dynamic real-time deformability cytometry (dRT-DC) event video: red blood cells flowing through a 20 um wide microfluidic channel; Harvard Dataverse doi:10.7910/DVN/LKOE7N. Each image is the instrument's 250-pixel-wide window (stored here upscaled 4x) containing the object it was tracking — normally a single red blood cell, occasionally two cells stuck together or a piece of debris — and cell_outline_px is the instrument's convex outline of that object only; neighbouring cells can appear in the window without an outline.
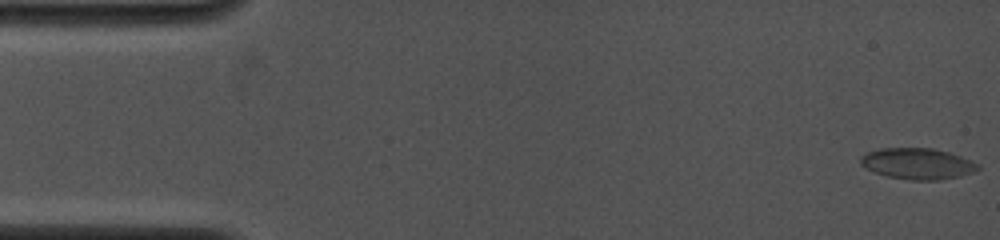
{"species": "common noctule bat (a hibernating species)", "species_latin": "Nyctalus noctula", "temperature_condition": "cold", "stored_images_in_passage": 15, "camera_frame_rate_fps": 4000, "um_per_image_px": 0.085, "animal": {"sex": "female", "body_mass_g": 19.0, "forearm_length_mm": 53.3}, "frame": {"image": 1, "passage_image": 1, "time_ms": 0.0, "image_size_px": [1000, 240], "cell_outline_px": [[980, 168], [972, 172], [960, 176], [940, 180], [912, 180], [888, 176], [864, 168], [860, 164], [860, 156], [868, 152], [880, 148], [932, 148], [948, 152], [960, 156], [976, 164]], "centroid_in_image_um": [77.94, 13.91], "position_along_channel_um": 7.1, "area_um2": 21.04}}
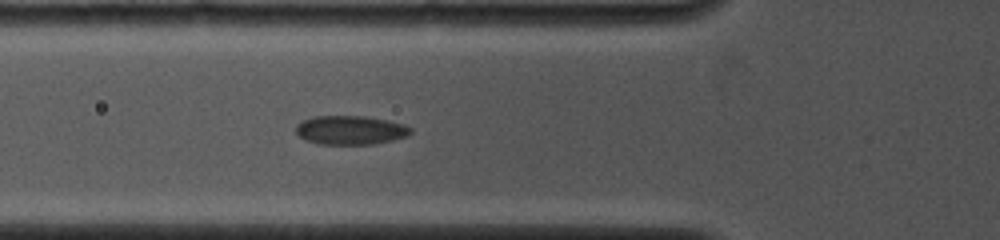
{"frame": {"image": 2, "passage_image": 12, "time_ms": 5.5, "image_size_px": [1000, 240], "cell_outline_px": [[412, 132], [408, 136], [392, 140], [372, 144], [320, 144], [304, 140], [296, 132], [296, 124], [312, 116], [368, 116], [388, 120], [404, 124], [412, 128]], "centroid_in_image_um": [29.8, 11.05], "position_along_channel_um": 96.0, "area_um2": 19.48}}
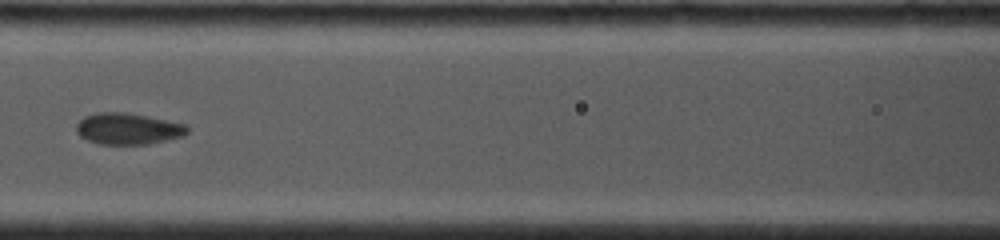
{"frame": {"image": 3, "passage_image": 15, "time_ms": 7.0, "image_size_px": [1000, 240], "cell_outline_px": [[188, 132], [184, 136], [148, 144], [100, 144], [88, 140], [80, 136], [76, 132], [76, 124], [84, 116], [96, 112], [128, 112], [184, 124], [188, 128]], "centroid_in_image_um": [10.85, 10.94], "position_along_channel_um": 155.8, "area_um2": 20.29}}